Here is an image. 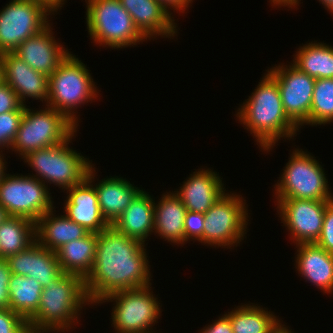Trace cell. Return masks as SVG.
<instances>
[{
    "label": "cell",
    "mask_w": 333,
    "mask_h": 333,
    "mask_svg": "<svg viewBox=\"0 0 333 333\" xmlns=\"http://www.w3.org/2000/svg\"><path fill=\"white\" fill-rule=\"evenodd\" d=\"M301 0H270V4L273 7L276 8V6L278 8H281L282 6L283 7H287V8H290V9H293V8H296L298 9L297 7L300 5Z\"/></svg>",
    "instance_id": "ab89813d"
},
{
    "label": "cell",
    "mask_w": 333,
    "mask_h": 333,
    "mask_svg": "<svg viewBox=\"0 0 333 333\" xmlns=\"http://www.w3.org/2000/svg\"><path fill=\"white\" fill-rule=\"evenodd\" d=\"M324 6V9L333 14V0H318Z\"/></svg>",
    "instance_id": "b9f144b4"
},
{
    "label": "cell",
    "mask_w": 333,
    "mask_h": 333,
    "mask_svg": "<svg viewBox=\"0 0 333 333\" xmlns=\"http://www.w3.org/2000/svg\"><path fill=\"white\" fill-rule=\"evenodd\" d=\"M199 333H233L229 317L224 315L213 320L212 324L206 325Z\"/></svg>",
    "instance_id": "74e56055"
},
{
    "label": "cell",
    "mask_w": 333,
    "mask_h": 333,
    "mask_svg": "<svg viewBox=\"0 0 333 333\" xmlns=\"http://www.w3.org/2000/svg\"><path fill=\"white\" fill-rule=\"evenodd\" d=\"M277 64L268 71L276 80L287 116L301 129L309 125V115L315 86L314 78L300 71L291 62Z\"/></svg>",
    "instance_id": "5bb4252c"
},
{
    "label": "cell",
    "mask_w": 333,
    "mask_h": 333,
    "mask_svg": "<svg viewBox=\"0 0 333 333\" xmlns=\"http://www.w3.org/2000/svg\"><path fill=\"white\" fill-rule=\"evenodd\" d=\"M8 217H9V215L7 214L6 210L0 204V224Z\"/></svg>",
    "instance_id": "ee69618b"
},
{
    "label": "cell",
    "mask_w": 333,
    "mask_h": 333,
    "mask_svg": "<svg viewBox=\"0 0 333 333\" xmlns=\"http://www.w3.org/2000/svg\"><path fill=\"white\" fill-rule=\"evenodd\" d=\"M88 34L96 45L121 49L148 41L119 0H85ZM135 45V46H134Z\"/></svg>",
    "instance_id": "8992f818"
},
{
    "label": "cell",
    "mask_w": 333,
    "mask_h": 333,
    "mask_svg": "<svg viewBox=\"0 0 333 333\" xmlns=\"http://www.w3.org/2000/svg\"><path fill=\"white\" fill-rule=\"evenodd\" d=\"M10 309L28 321L38 310L42 286L34 278L11 274Z\"/></svg>",
    "instance_id": "f546056e"
},
{
    "label": "cell",
    "mask_w": 333,
    "mask_h": 333,
    "mask_svg": "<svg viewBox=\"0 0 333 333\" xmlns=\"http://www.w3.org/2000/svg\"><path fill=\"white\" fill-rule=\"evenodd\" d=\"M94 166L89 169L87 179L94 183L101 213L104 219L112 225L143 189L119 176H107L100 181L97 179L98 182L95 183L97 172Z\"/></svg>",
    "instance_id": "44dd1931"
},
{
    "label": "cell",
    "mask_w": 333,
    "mask_h": 333,
    "mask_svg": "<svg viewBox=\"0 0 333 333\" xmlns=\"http://www.w3.org/2000/svg\"><path fill=\"white\" fill-rule=\"evenodd\" d=\"M167 9L173 10L176 13H185L189 5L193 3L194 0H158ZM176 10V11H175ZM180 11V12H179Z\"/></svg>",
    "instance_id": "f35d334b"
},
{
    "label": "cell",
    "mask_w": 333,
    "mask_h": 333,
    "mask_svg": "<svg viewBox=\"0 0 333 333\" xmlns=\"http://www.w3.org/2000/svg\"><path fill=\"white\" fill-rule=\"evenodd\" d=\"M89 304L84 279L79 275L63 272L49 286L42 288L39 308L27 321L29 331L68 333L70 329H75L74 325L81 318L80 311Z\"/></svg>",
    "instance_id": "3957f363"
},
{
    "label": "cell",
    "mask_w": 333,
    "mask_h": 333,
    "mask_svg": "<svg viewBox=\"0 0 333 333\" xmlns=\"http://www.w3.org/2000/svg\"><path fill=\"white\" fill-rule=\"evenodd\" d=\"M4 82L17 94L21 104L26 106L29 98L47 103L49 77L32 69L14 52L2 53Z\"/></svg>",
    "instance_id": "e0dca14e"
},
{
    "label": "cell",
    "mask_w": 333,
    "mask_h": 333,
    "mask_svg": "<svg viewBox=\"0 0 333 333\" xmlns=\"http://www.w3.org/2000/svg\"><path fill=\"white\" fill-rule=\"evenodd\" d=\"M151 285L118 291L106 296L98 304L114 302L111 326L116 333H155L162 310L160 300L155 297ZM158 299V300H157ZM153 330V331H152ZM158 333V332H157Z\"/></svg>",
    "instance_id": "30bf717a"
},
{
    "label": "cell",
    "mask_w": 333,
    "mask_h": 333,
    "mask_svg": "<svg viewBox=\"0 0 333 333\" xmlns=\"http://www.w3.org/2000/svg\"><path fill=\"white\" fill-rule=\"evenodd\" d=\"M333 123V78L315 80L309 125L319 126Z\"/></svg>",
    "instance_id": "4dcf8cb0"
},
{
    "label": "cell",
    "mask_w": 333,
    "mask_h": 333,
    "mask_svg": "<svg viewBox=\"0 0 333 333\" xmlns=\"http://www.w3.org/2000/svg\"><path fill=\"white\" fill-rule=\"evenodd\" d=\"M55 209L54 207L46 212L35 223L36 241L42 247L54 252L64 244L81 239L89 233L83 226L73 222L65 214L56 215Z\"/></svg>",
    "instance_id": "d4e9b609"
},
{
    "label": "cell",
    "mask_w": 333,
    "mask_h": 333,
    "mask_svg": "<svg viewBox=\"0 0 333 333\" xmlns=\"http://www.w3.org/2000/svg\"><path fill=\"white\" fill-rule=\"evenodd\" d=\"M146 246L111 225L97 233L94 265L84 279L92 307L112 293L152 285Z\"/></svg>",
    "instance_id": "6da1fadb"
},
{
    "label": "cell",
    "mask_w": 333,
    "mask_h": 333,
    "mask_svg": "<svg viewBox=\"0 0 333 333\" xmlns=\"http://www.w3.org/2000/svg\"><path fill=\"white\" fill-rule=\"evenodd\" d=\"M48 188L29 175L5 173L0 182V204L9 216L27 218L34 223L54 206Z\"/></svg>",
    "instance_id": "7c38bea8"
},
{
    "label": "cell",
    "mask_w": 333,
    "mask_h": 333,
    "mask_svg": "<svg viewBox=\"0 0 333 333\" xmlns=\"http://www.w3.org/2000/svg\"><path fill=\"white\" fill-rule=\"evenodd\" d=\"M289 326L286 327L285 324L282 323L280 324V326L273 332V333H294V331H291L292 329H290Z\"/></svg>",
    "instance_id": "7bdbcfd3"
},
{
    "label": "cell",
    "mask_w": 333,
    "mask_h": 333,
    "mask_svg": "<svg viewBox=\"0 0 333 333\" xmlns=\"http://www.w3.org/2000/svg\"><path fill=\"white\" fill-rule=\"evenodd\" d=\"M4 81L2 54L0 53V83Z\"/></svg>",
    "instance_id": "f6af8a7d"
},
{
    "label": "cell",
    "mask_w": 333,
    "mask_h": 333,
    "mask_svg": "<svg viewBox=\"0 0 333 333\" xmlns=\"http://www.w3.org/2000/svg\"><path fill=\"white\" fill-rule=\"evenodd\" d=\"M29 107L25 106L16 138L10 148L21 158L34 150L63 143L78 129L64 114L47 105L39 110Z\"/></svg>",
    "instance_id": "ba28073f"
},
{
    "label": "cell",
    "mask_w": 333,
    "mask_h": 333,
    "mask_svg": "<svg viewBox=\"0 0 333 333\" xmlns=\"http://www.w3.org/2000/svg\"><path fill=\"white\" fill-rule=\"evenodd\" d=\"M36 241V224L23 217L9 216L0 224V258L21 252Z\"/></svg>",
    "instance_id": "f1b7e54d"
},
{
    "label": "cell",
    "mask_w": 333,
    "mask_h": 333,
    "mask_svg": "<svg viewBox=\"0 0 333 333\" xmlns=\"http://www.w3.org/2000/svg\"><path fill=\"white\" fill-rule=\"evenodd\" d=\"M316 244L333 254V201L326 207L322 231Z\"/></svg>",
    "instance_id": "e575fe53"
},
{
    "label": "cell",
    "mask_w": 333,
    "mask_h": 333,
    "mask_svg": "<svg viewBox=\"0 0 333 333\" xmlns=\"http://www.w3.org/2000/svg\"><path fill=\"white\" fill-rule=\"evenodd\" d=\"M86 66L70 52L49 76L46 105L64 114L77 127L81 119L77 117L76 110L99 97L96 82Z\"/></svg>",
    "instance_id": "277c9868"
},
{
    "label": "cell",
    "mask_w": 333,
    "mask_h": 333,
    "mask_svg": "<svg viewBox=\"0 0 333 333\" xmlns=\"http://www.w3.org/2000/svg\"><path fill=\"white\" fill-rule=\"evenodd\" d=\"M295 269L305 282H311L325 294L333 293V254L316 243L295 246Z\"/></svg>",
    "instance_id": "7402d4cb"
},
{
    "label": "cell",
    "mask_w": 333,
    "mask_h": 333,
    "mask_svg": "<svg viewBox=\"0 0 333 333\" xmlns=\"http://www.w3.org/2000/svg\"><path fill=\"white\" fill-rule=\"evenodd\" d=\"M154 203V235L173 243V245H185L184 219L186 208L175 192H165Z\"/></svg>",
    "instance_id": "603a6c76"
},
{
    "label": "cell",
    "mask_w": 333,
    "mask_h": 333,
    "mask_svg": "<svg viewBox=\"0 0 333 333\" xmlns=\"http://www.w3.org/2000/svg\"><path fill=\"white\" fill-rule=\"evenodd\" d=\"M12 274L34 278L45 288L62 273L56 252L35 241L28 248L7 258Z\"/></svg>",
    "instance_id": "d6986e66"
},
{
    "label": "cell",
    "mask_w": 333,
    "mask_h": 333,
    "mask_svg": "<svg viewBox=\"0 0 333 333\" xmlns=\"http://www.w3.org/2000/svg\"><path fill=\"white\" fill-rule=\"evenodd\" d=\"M76 134L77 131L61 144L34 150L20 158L36 172V175L29 176L37 178L45 185L47 183V187L48 183L49 186H58L61 190L64 189L63 192L81 184L94 164L92 160L69 147Z\"/></svg>",
    "instance_id": "5b68a950"
},
{
    "label": "cell",
    "mask_w": 333,
    "mask_h": 333,
    "mask_svg": "<svg viewBox=\"0 0 333 333\" xmlns=\"http://www.w3.org/2000/svg\"><path fill=\"white\" fill-rule=\"evenodd\" d=\"M3 155H5L3 153V151H0V182H1V179L4 176V174L6 173V169H7V167H6L7 162L4 159L5 156H3Z\"/></svg>",
    "instance_id": "60d3db41"
},
{
    "label": "cell",
    "mask_w": 333,
    "mask_h": 333,
    "mask_svg": "<svg viewBox=\"0 0 333 333\" xmlns=\"http://www.w3.org/2000/svg\"><path fill=\"white\" fill-rule=\"evenodd\" d=\"M197 170L190 174L182 186L174 192L184 203L187 211L205 214L227 190L219 172L210 168Z\"/></svg>",
    "instance_id": "ac0fdd59"
},
{
    "label": "cell",
    "mask_w": 333,
    "mask_h": 333,
    "mask_svg": "<svg viewBox=\"0 0 333 333\" xmlns=\"http://www.w3.org/2000/svg\"><path fill=\"white\" fill-rule=\"evenodd\" d=\"M296 51L292 64L300 71L314 79L333 78V46L314 40Z\"/></svg>",
    "instance_id": "83f0119b"
},
{
    "label": "cell",
    "mask_w": 333,
    "mask_h": 333,
    "mask_svg": "<svg viewBox=\"0 0 333 333\" xmlns=\"http://www.w3.org/2000/svg\"><path fill=\"white\" fill-rule=\"evenodd\" d=\"M21 106L15 91L4 81L0 83V114L16 111Z\"/></svg>",
    "instance_id": "d590c367"
},
{
    "label": "cell",
    "mask_w": 333,
    "mask_h": 333,
    "mask_svg": "<svg viewBox=\"0 0 333 333\" xmlns=\"http://www.w3.org/2000/svg\"><path fill=\"white\" fill-rule=\"evenodd\" d=\"M205 214L186 211L184 219L185 244L189 241H199L204 232Z\"/></svg>",
    "instance_id": "836d02e7"
},
{
    "label": "cell",
    "mask_w": 333,
    "mask_h": 333,
    "mask_svg": "<svg viewBox=\"0 0 333 333\" xmlns=\"http://www.w3.org/2000/svg\"><path fill=\"white\" fill-rule=\"evenodd\" d=\"M97 233L89 232L81 239L64 244L57 251L59 265L64 273L85 279L91 272L96 255Z\"/></svg>",
    "instance_id": "484cf974"
},
{
    "label": "cell",
    "mask_w": 333,
    "mask_h": 333,
    "mask_svg": "<svg viewBox=\"0 0 333 333\" xmlns=\"http://www.w3.org/2000/svg\"><path fill=\"white\" fill-rule=\"evenodd\" d=\"M0 333H30L28 322L11 309H0Z\"/></svg>",
    "instance_id": "d6a6232c"
},
{
    "label": "cell",
    "mask_w": 333,
    "mask_h": 333,
    "mask_svg": "<svg viewBox=\"0 0 333 333\" xmlns=\"http://www.w3.org/2000/svg\"><path fill=\"white\" fill-rule=\"evenodd\" d=\"M25 106L18 110L0 114V151L9 150L16 138Z\"/></svg>",
    "instance_id": "1f68e13d"
},
{
    "label": "cell",
    "mask_w": 333,
    "mask_h": 333,
    "mask_svg": "<svg viewBox=\"0 0 333 333\" xmlns=\"http://www.w3.org/2000/svg\"><path fill=\"white\" fill-rule=\"evenodd\" d=\"M64 214L88 232L100 233L110 224L104 219L93 183L87 178L66 190Z\"/></svg>",
    "instance_id": "ffe728a7"
},
{
    "label": "cell",
    "mask_w": 333,
    "mask_h": 333,
    "mask_svg": "<svg viewBox=\"0 0 333 333\" xmlns=\"http://www.w3.org/2000/svg\"><path fill=\"white\" fill-rule=\"evenodd\" d=\"M256 305L246 303L225 312L230 319L233 333H273L280 326L282 319L268 311V308Z\"/></svg>",
    "instance_id": "4316f807"
},
{
    "label": "cell",
    "mask_w": 333,
    "mask_h": 333,
    "mask_svg": "<svg viewBox=\"0 0 333 333\" xmlns=\"http://www.w3.org/2000/svg\"><path fill=\"white\" fill-rule=\"evenodd\" d=\"M290 153L281 177L274 186L275 198L333 201L327 174L307 150L295 148Z\"/></svg>",
    "instance_id": "52a82bcc"
},
{
    "label": "cell",
    "mask_w": 333,
    "mask_h": 333,
    "mask_svg": "<svg viewBox=\"0 0 333 333\" xmlns=\"http://www.w3.org/2000/svg\"><path fill=\"white\" fill-rule=\"evenodd\" d=\"M154 203L155 199L144 189L111 226L145 244L154 233Z\"/></svg>",
    "instance_id": "cb8c5ba5"
},
{
    "label": "cell",
    "mask_w": 333,
    "mask_h": 333,
    "mask_svg": "<svg viewBox=\"0 0 333 333\" xmlns=\"http://www.w3.org/2000/svg\"><path fill=\"white\" fill-rule=\"evenodd\" d=\"M8 3L0 10L1 54L13 52L27 38L38 34L58 12L46 0H11Z\"/></svg>",
    "instance_id": "8fae6325"
},
{
    "label": "cell",
    "mask_w": 333,
    "mask_h": 333,
    "mask_svg": "<svg viewBox=\"0 0 333 333\" xmlns=\"http://www.w3.org/2000/svg\"><path fill=\"white\" fill-rule=\"evenodd\" d=\"M260 79L235 115L244 129L255 138L260 151L268 153L281 138L285 141L294 139L300 128L284 111L277 80L268 71Z\"/></svg>",
    "instance_id": "7a4b0ae2"
},
{
    "label": "cell",
    "mask_w": 333,
    "mask_h": 333,
    "mask_svg": "<svg viewBox=\"0 0 333 333\" xmlns=\"http://www.w3.org/2000/svg\"><path fill=\"white\" fill-rule=\"evenodd\" d=\"M277 213L289 238L298 245L316 243L320 237L326 207L332 201H318L293 198H275Z\"/></svg>",
    "instance_id": "4fadbf2b"
},
{
    "label": "cell",
    "mask_w": 333,
    "mask_h": 333,
    "mask_svg": "<svg viewBox=\"0 0 333 333\" xmlns=\"http://www.w3.org/2000/svg\"><path fill=\"white\" fill-rule=\"evenodd\" d=\"M50 22L38 34L27 38L13 52L32 69L50 76L70 53L59 43Z\"/></svg>",
    "instance_id": "9a60e30c"
},
{
    "label": "cell",
    "mask_w": 333,
    "mask_h": 333,
    "mask_svg": "<svg viewBox=\"0 0 333 333\" xmlns=\"http://www.w3.org/2000/svg\"><path fill=\"white\" fill-rule=\"evenodd\" d=\"M131 15L134 25L148 40L160 36L172 38L178 34L173 13L158 0H119Z\"/></svg>",
    "instance_id": "2e32d148"
},
{
    "label": "cell",
    "mask_w": 333,
    "mask_h": 333,
    "mask_svg": "<svg viewBox=\"0 0 333 333\" xmlns=\"http://www.w3.org/2000/svg\"><path fill=\"white\" fill-rule=\"evenodd\" d=\"M248 211L241 194L227 191L206 211L203 236L198 242L212 248L237 247L248 232Z\"/></svg>",
    "instance_id": "9c48e42d"
},
{
    "label": "cell",
    "mask_w": 333,
    "mask_h": 333,
    "mask_svg": "<svg viewBox=\"0 0 333 333\" xmlns=\"http://www.w3.org/2000/svg\"><path fill=\"white\" fill-rule=\"evenodd\" d=\"M11 274L7 259L0 258V309H10L8 288Z\"/></svg>",
    "instance_id": "8d00e7d4"
}]
</instances>
